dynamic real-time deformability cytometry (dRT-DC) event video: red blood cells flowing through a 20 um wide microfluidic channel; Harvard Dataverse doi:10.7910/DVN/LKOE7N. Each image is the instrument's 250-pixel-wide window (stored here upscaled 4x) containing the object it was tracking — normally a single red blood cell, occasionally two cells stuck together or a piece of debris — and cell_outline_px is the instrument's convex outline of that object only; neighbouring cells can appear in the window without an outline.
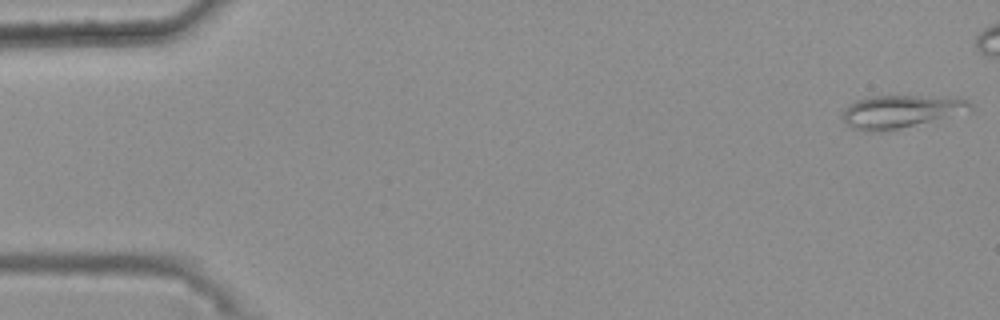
{"species": "common noctule bat (a hibernating species)", "species_latin": "Nyctalus noctula", "temperature_condition": "warm", "stored_images_in_passage": 27, "camera_frame_rate_fps": 3000, "um_per_image_px": 0.085, "animal": {"sex": "female", "body_mass_g": 25.1}, "frame": {"image": 1, "passage_image": 1, "time_ms": 0.0, "image_size_px": [1000, 320], "cell_outline_px": [[972, 112], [880, 132], [864, 132], [852, 128], [844, 124], [840, 116], [844, 108], [848, 104], [856, 100], [868, 96], [916, 96], [964, 100], [972, 104]], "centroid_in_image_um": [76.45, 9.5], "position_along_channel_um": 8.5, "area_um2": 24.51}}
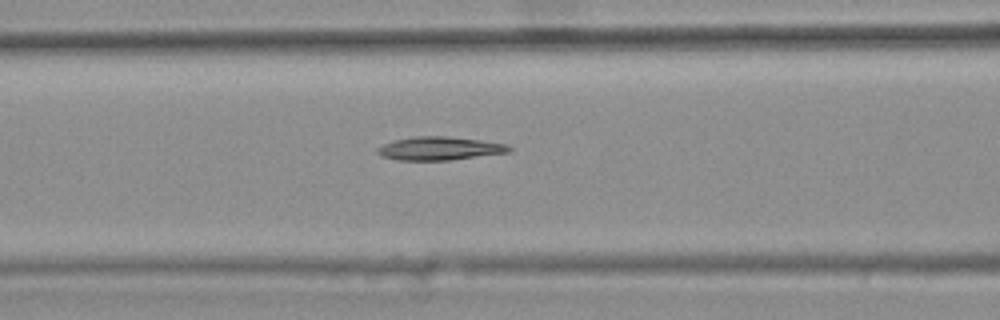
{"frame": {"image": 2, "passage_image": 22, "time_ms": 7.0, "image_size_px": [1000, 320], "cell_outline_px": [[512, 148], [508, 152], [448, 160], [396, 160], [380, 156], [376, 152], [376, 148], [392, 140], [412, 136], [444, 136], [480, 140], [504, 144]], "centroid_in_image_um": [37.26, 12.61], "position_along_channel_um": 129.3, "area_um2": 17.8}}
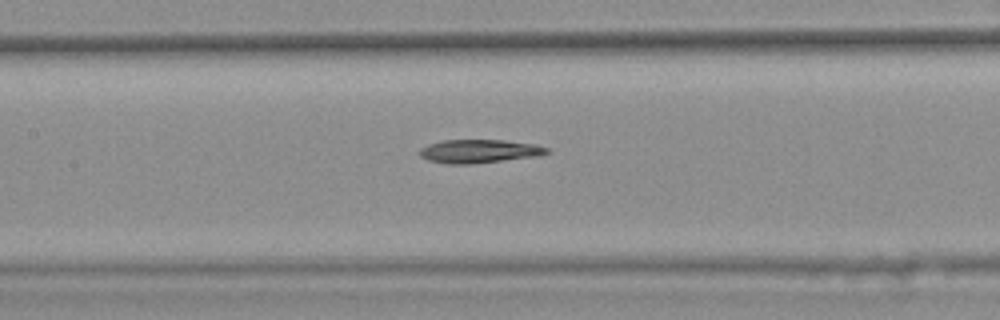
{"frame": {"image": 3, "passage_image": 25, "time_ms": 8.0, "image_size_px": [1000, 320], "cell_outline_px": [[548, 152], [540, 156], [468, 164], [448, 164], [428, 160], [420, 156], [420, 148], [428, 144], [444, 140], [504, 140], [536, 144], [548, 148]], "centroid_in_image_um": [40.73, 12.85], "position_along_channel_um": 166.7, "area_um2": 17.34}}